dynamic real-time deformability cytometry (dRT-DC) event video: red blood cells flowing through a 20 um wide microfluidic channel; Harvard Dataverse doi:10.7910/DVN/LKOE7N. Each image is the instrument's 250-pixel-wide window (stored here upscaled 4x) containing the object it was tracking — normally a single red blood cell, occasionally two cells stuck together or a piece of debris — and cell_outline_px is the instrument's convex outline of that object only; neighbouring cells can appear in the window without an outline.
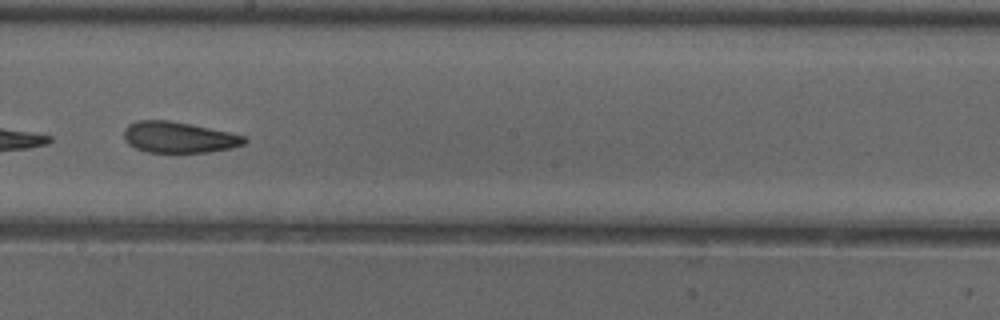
{"species": "common noctule bat (a hibernating species)", "species_latin": "Nyctalus noctula", "temperature_condition": "cold", "stored_images_in_passage": 9, "camera_frame_rate_fps": 3000, "um_per_image_px": 0.085, "animal": {"sex": "female"}, "frame": {"image": 1, "passage_image": 7, "time_ms": 2.0, "image_size_px": [1000, 320], "cell_outline_px": [[248, 140], [244, 144], [232, 148], [208, 152], [148, 152], [136, 148], [128, 144], [124, 136], [124, 128], [128, 124], [136, 120], [168, 120], [228, 132], [244, 136]], "centroid_in_image_um": [15.17, 11.67], "position_along_channel_um": 233.0, "area_um2": 21.62}}
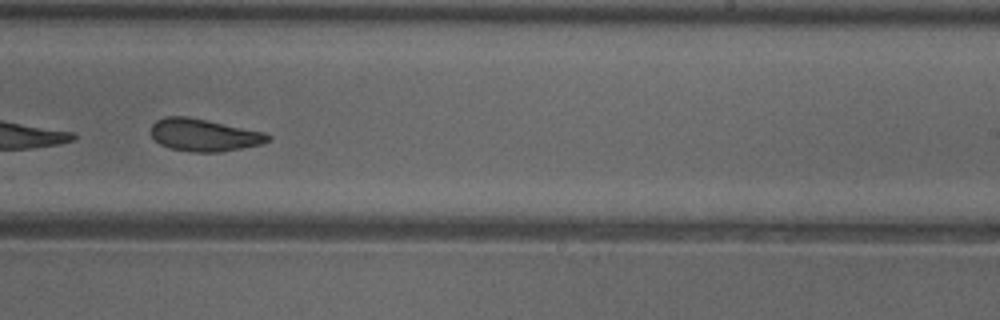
{"frame": {"image": 2, "passage_image": 8, "time_ms": 2.333, "image_size_px": [1000, 320], "cell_outline_px": [[272, 140], [260, 144], [220, 152], [192, 152], [168, 148], [160, 144], [152, 136], [152, 124], [156, 120], [164, 116], [188, 116], [264, 132], [272, 136]], "centroid_in_image_um": [17.33, 11.47], "position_along_channel_um": 271.7, "area_um2": 22.08}}
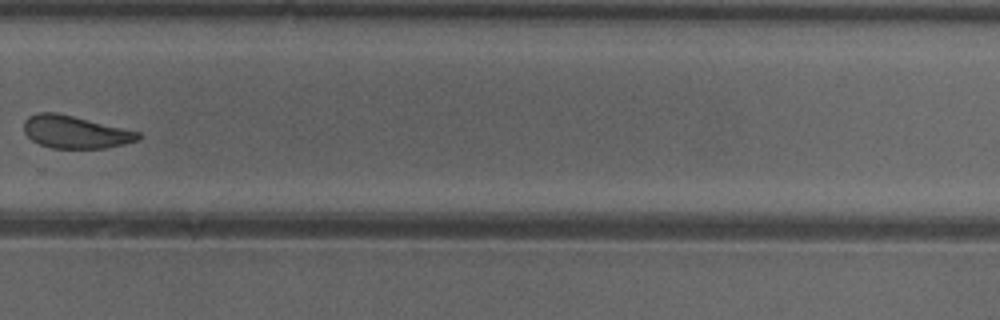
{"frame": {"image": 3, "passage_image": 9, "time_ms": 2.667, "image_size_px": [1000, 320], "cell_outline_px": [[140, 140], [124, 144], [104, 148], [52, 148], [40, 144], [32, 140], [24, 132], [24, 120], [28, 116], [36, 112], [56, 112], [140, 132]], "centroid_in_image_um": [6.37, 11.21], "position_along_channel_um": 323.4, "area_um2": 21.62}}